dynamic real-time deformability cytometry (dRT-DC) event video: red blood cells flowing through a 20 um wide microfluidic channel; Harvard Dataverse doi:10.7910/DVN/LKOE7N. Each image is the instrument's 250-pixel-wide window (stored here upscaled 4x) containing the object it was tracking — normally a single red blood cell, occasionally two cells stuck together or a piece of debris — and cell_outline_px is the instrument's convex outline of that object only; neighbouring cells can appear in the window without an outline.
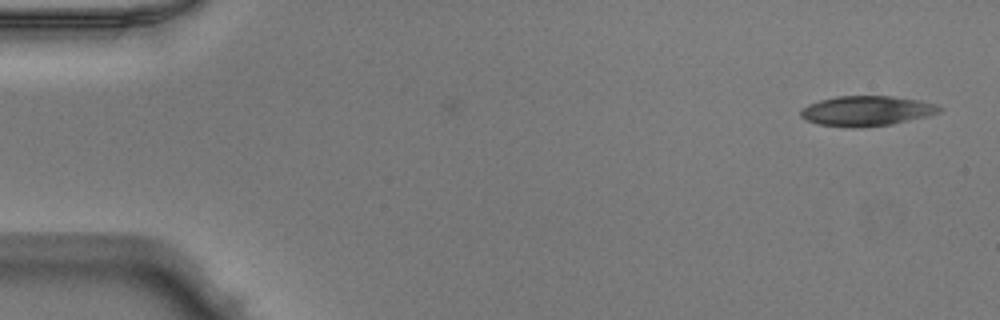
{"species": "Egyptian fruit bat (a non-hibernating species)", "species_latin": "Rousettus aegyptiacus", "temperature_condition": "warm", "stored_images_in_passage": 8, "camera_frame_rate_fps": 3000, "um_per_image_px": 0.085, "animal": {"sex": "male"}, "frame": {"image": 1, "passage_image": 8, "time_ms": 2.333, "image_size_px": [1000, 320], "cell_outline_px": [[944, 108], [940, 112], [928, 116], [892, 124], [856, 128], [852, 128], [816, 124], [804, 120], [800, 116], [800, 108], [808, 104], [820, 100], [836, 96], [892, 96], [920, 100], [936, 104]], "centroid_in_image_um": [73.64, 9.43], "position_along_channel_um": 11.4, "area_um2": 24.62}}